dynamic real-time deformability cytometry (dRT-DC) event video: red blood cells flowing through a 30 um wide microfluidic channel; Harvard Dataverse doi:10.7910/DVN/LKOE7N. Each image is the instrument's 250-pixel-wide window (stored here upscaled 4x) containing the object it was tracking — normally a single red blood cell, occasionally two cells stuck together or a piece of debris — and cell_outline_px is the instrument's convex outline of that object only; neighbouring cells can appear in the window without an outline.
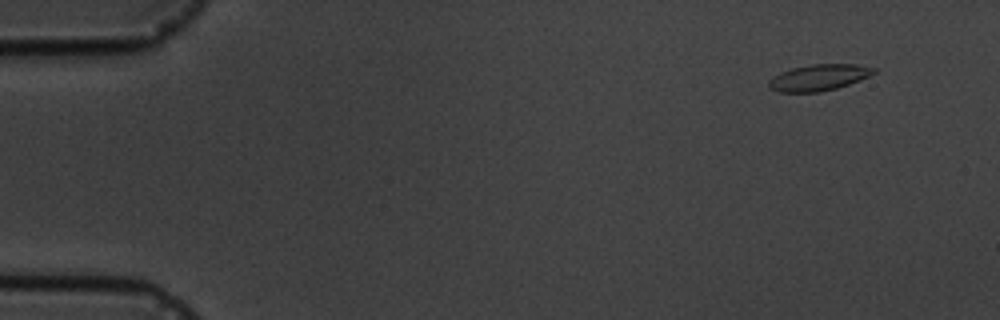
{"species": "common noctule bat (a hibernating species)", "species_latin": "Nyctalus noctula", "temperature_condition": "cold", "stored_images_in_passage": 10, "camera_frame_rate_fps": 3000, "um_per_image_px": 0.085, "animal": {"sex": "male", "body_mass_g": 19.5, "forearm_length_mm": 54.6}, "frame": {"image": 1, "passage_image": 1, "time_ms": 0.0, "image_size_px": [1000, 320], "cell_outline_px": [[876, 72], [860, 80], [836, 88], [820, 92], [780, 92], [768, 88], [768, 80], [780, 72], [792, 68], [812, 64], [856, 64], [876, 68]], "centroid_in_image_um": [69.58, 6.59], "position_along_channel_um": 15.4, "area_um2": 16.07}}
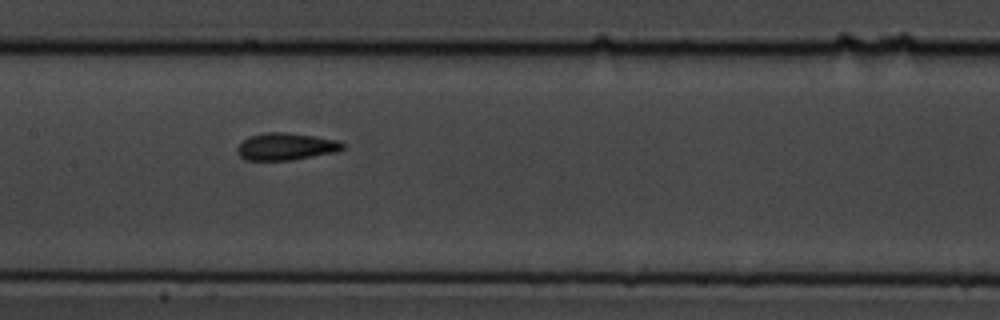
{"frame": {"image": 2, "passage_image": 7, "time_ms": 7.667, "image_size_px": [1000, 320], "cell_outline_px": [[344, 148], [336, 152], [292, 160], [244, 160], [236, 152], [236, 148], [244, 140], [252, 136], [264, 132], [284, 132], [312, 136], [336, 140], [344, 144]], "centroid_in_image_um": [24.28, 12.47], "position_along_channel_um": 183.1, "area_um2": 16.53}}
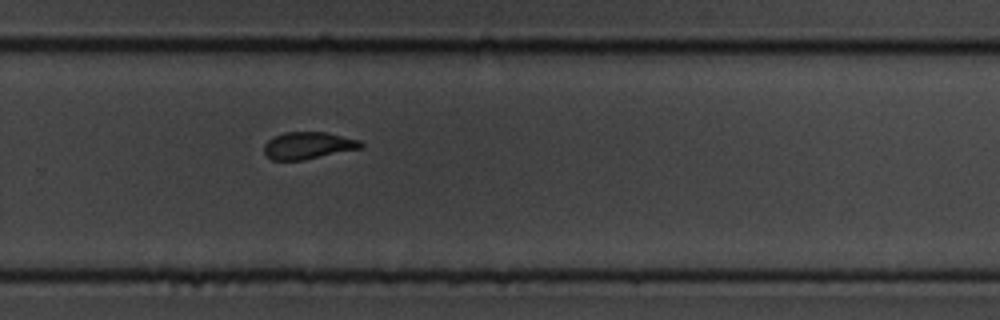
{"frame": {"image": 3, "passage_image": 10, "time_ms": 11.0, "image_size_px": [1000, 320], "cell_outline_px": [[364, 148], [304, 160], [272, 160], [264, 152], [264, 144], [268, 140], [284, 132], [328, 132], [360, 140], [364, 144]], "centroid_in_image_um": [26.24, 12.37], "position_along_channel_um": 303.6, "area_um2": 15.43}}